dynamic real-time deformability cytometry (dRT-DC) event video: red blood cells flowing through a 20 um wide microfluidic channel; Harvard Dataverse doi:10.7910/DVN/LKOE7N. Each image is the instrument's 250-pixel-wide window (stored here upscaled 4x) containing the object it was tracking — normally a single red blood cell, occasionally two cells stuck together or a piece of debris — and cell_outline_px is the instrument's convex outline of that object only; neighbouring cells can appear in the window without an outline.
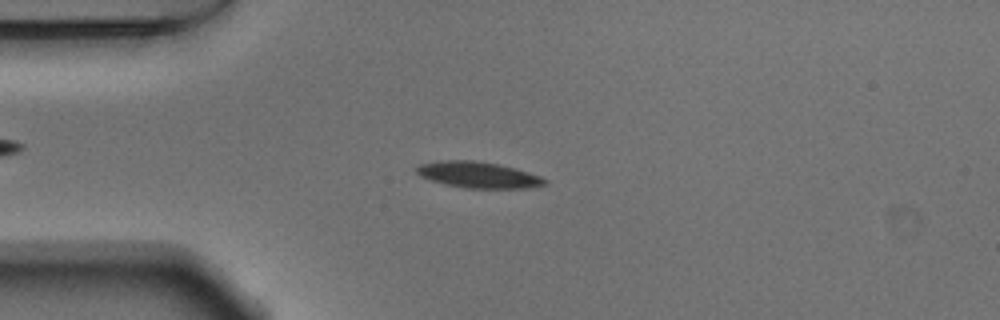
{"species": "Egyptian fruit bat (a non-hibernating species)", "species_latin": "Rousettus aegyptiacus", "temperature_condition": "warm", "stored_images_in_passage": 53, "camera_frame_rate_fps": 3000, "um_per_image_px": 0.085, "animal": {"sex": "male"}, "frame": {"image": 1, "passage_image": 13, "time_ms": 4.0, "image_size_px": [1000, 320], "cell_outline_px": [[548, 180], [544, 184], [524, 188], [464, 188], [432, 180], [420, 176], [416, 172], [416, 168], [420, 164], [444, 160], [472, 160], [496, 164], [516, 168], [540, 176]], "centroid_in_image_um": [40.65, 14.86], "position_along_channel_um": 44.4, "area_um2": 19.19}}
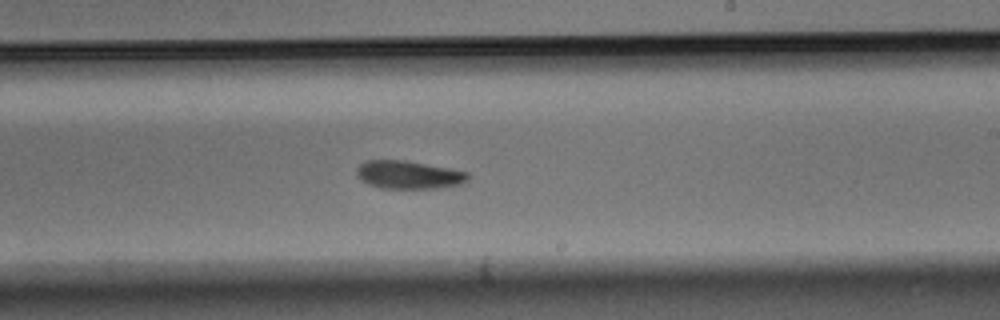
{"frame": {"image": 2, "passage_image": 31, "time_ms": 10.0, "image_size_px": [1000, 320], "cell_outline_px": [[468, 180], [464, 184], [436, 188], [380, 188], [368, 184], [360, 180], [356, 176], [356, 168], [360, 164], [368, 160], [404, 160], [452, 168], [468, 172]], "centroid_in_image_um": [34.74, 14.85], "position_along_channel_um": 254.3, "area_um2": 18.44}}
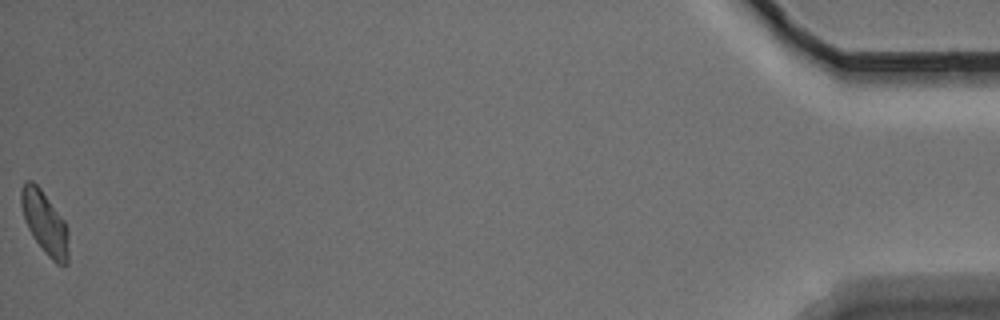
{"frame": {"image": 3, "passage_image": 53, "time_ms": 17.333, "image_size_px": [1000, 320], "cell_outline_px": [[68, 264], [56, 264], [44, 252], [32, 236], [24, 220], [20, 204], [20, 192], [24, 180], [32, 180], [40, 188], [64, 220], [68, 228]], "centroid_in_image_um": [3.79, 18.92], "position_along_channel_um": 431.4, "area_um2": 17.46}, "authors_computed_cell_mechanics": {"area_um2": 18.5538, "velocity_mm_per_s": 3.7787, "shape_relaxation_time_tau1_ms": 4.1955, "shape_relaxation_time_tau2_ms": null, "deformation_change_tau1": 0.1302, "deformation_change_tau2": null}}